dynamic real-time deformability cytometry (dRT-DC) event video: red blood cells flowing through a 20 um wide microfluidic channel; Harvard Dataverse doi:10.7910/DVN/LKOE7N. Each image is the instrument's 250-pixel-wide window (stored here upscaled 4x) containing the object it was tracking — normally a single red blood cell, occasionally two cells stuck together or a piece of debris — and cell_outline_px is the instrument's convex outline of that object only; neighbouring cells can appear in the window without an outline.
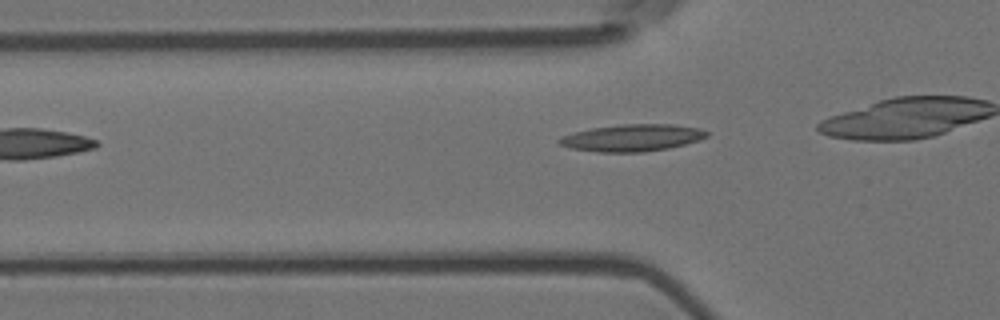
{"species": "Egyptian fruit bat (a non-hibernating species)", "species_latin": "Rousettus aegyptiacus", "temperature_condition": "room temperature", "stored_images_in_passage": 28, "camera_frame_rate_fps": 3000, "um_per_image_px": 0.085, "animal": {"sex": "female"}, "frame": {"image": 1, "passage_image": 2, "time_ms": 0.333, "image_size_px": [1000, 320], "cell_outline_px": [[708, 136], [700, 140], [668, 148], [644, 152], [596, 152], [572, 148], [560, 144], [556, 140], [560, 136], [592, 128], [620, 124], [672, 124], [700, 128], [708, 132]], "centroid_in_image_um": [53.75, 11.71], "position_along_channel_um": 72.1, "area_um2": 23.18}}
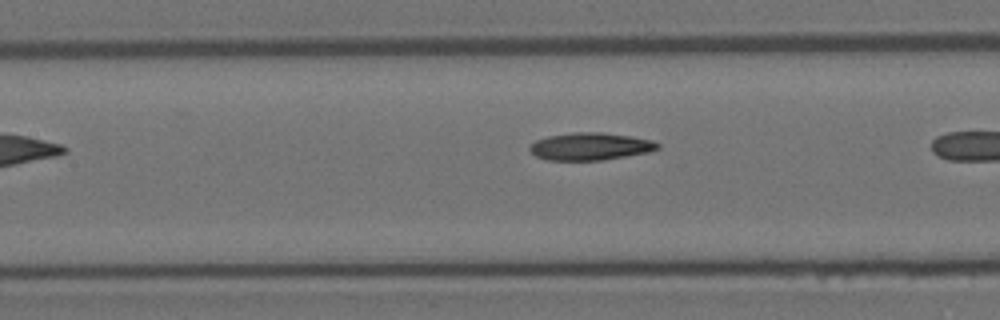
{"frame": {"image": 2, "passage_image": 9, "time_ms": 2.667, "image_size_px": [1000, 320], "cell_outline_px": [[660, 148], [648, 152], [604, 160], [548, 160], [536, 156], [528, 148], [536, 140], [548, 136], [572, 132], [600, 132], [632, 136], [652, 140], [660, 144]], "centroid_in_image_um": [50.19, 12.44], "position_along_channel_um": 157.2, "area_um2": 20.46}}
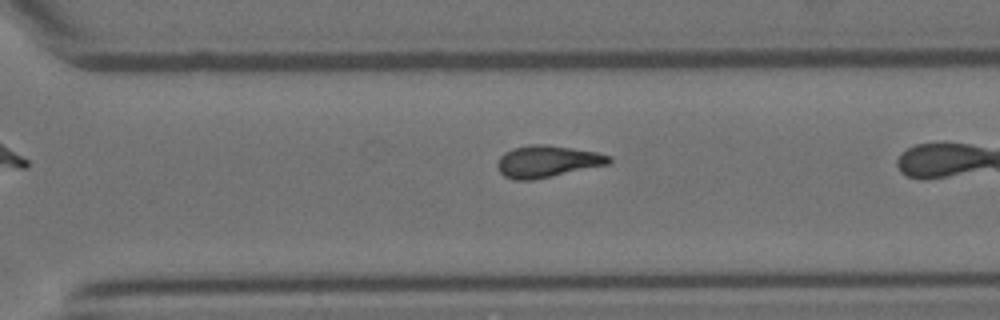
{"frame": {"image": 3, "passage_image": 23, "time_ms": 7.333, "image_size_px": [1000, 320], "cell_outline_px": [[612, 160], [608, 164], [532, 180], [512, 180], [504, 176], [500, 172], [496, 164], [500, 156], [504, 152], [512, 148], [532, 144], [544, 144], [596, 152], [612, 156]], "centroid_in_image_um": [46.47, 13.72], "position_along_channel_um": 324.1, "area_um2": 20.58}}